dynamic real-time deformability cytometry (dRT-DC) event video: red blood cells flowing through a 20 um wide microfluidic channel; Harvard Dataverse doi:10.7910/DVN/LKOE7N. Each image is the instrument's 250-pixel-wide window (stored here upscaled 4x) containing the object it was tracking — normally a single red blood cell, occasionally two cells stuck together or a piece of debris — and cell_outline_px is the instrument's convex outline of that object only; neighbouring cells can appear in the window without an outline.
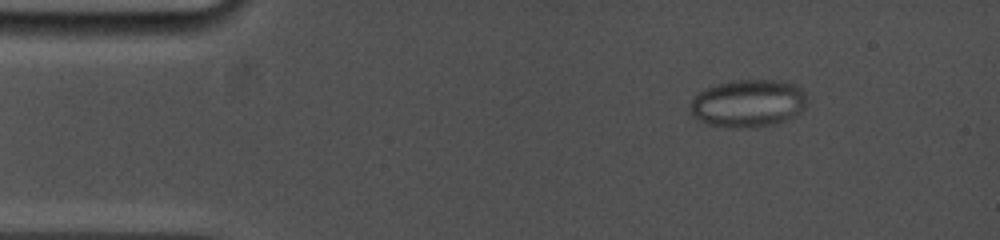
{"species": "common noctule bat (a hibernating species)", "species_latin": "Nyctalus noctula", "temperature_condition": "cold", "stored_images_in_passage": 12, "camera_frame_rate_fps": 5000, "um_per_image_px": 0.085, "animal": {"sex": "female", "body_mass_g": 19.0, "forearm_length_mm": 53.3}, "frame": {"image": 1, "passage_image": 4, "time_ms": 2.2, "image_size_px": [1000, 240], "cell_outline_px": [[804, 108], [796, 116], [776, 124], [748, 128], [736, 128], [708, 124], [692, 116], [688, 108], [692, 100], [700, 92], [716, 84], [732, 80], [784, 80], [796, 84], [804, 92]], "centroid_in_image_um": [63.59, 8.78], "position_along_channel_um": 21.4, "area_um2": 32.54}}
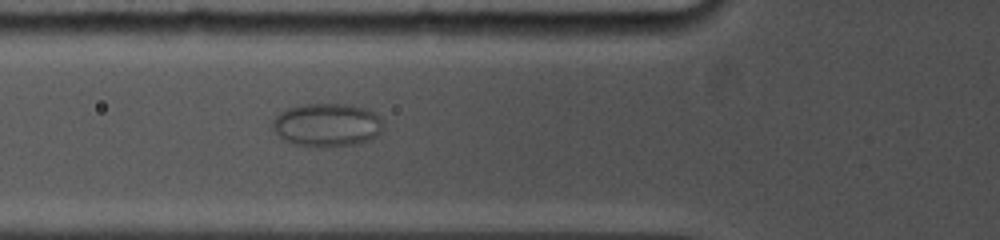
{"frame": {"image": 2, "passage_image": 10, "time_ms": 6.4, "image_size_px": [1000, 240], "cell_outline_px": [[384, 128], [376, 136], [368, 140], [356, 144], [320, 148], [296, 144], [280, 136], [272, 128], [272, 120], [280, 112], [288, 108], [304, 104], [348, 104], [368, 108], [380, 120]], "centroid_in_image_um": [27.8, 10.62], "position_along_channel_um": 98.0, "area_um2": 27.86}}
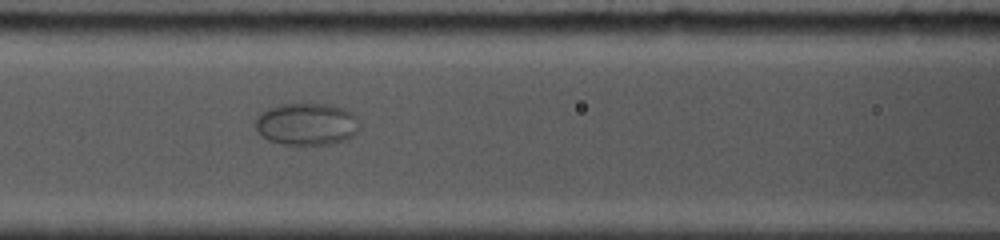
{"frame": {"image": 3, "passage_image": 12, "time_ms": 7.6, "image_size_px": [1000, 240], "cell_outline_px": [[360, 124], [356, 132], [352, 136], [344, 140], [332, 144], [292, 148], [268, 140], [256, 132], [256, 120], [260, 112], [268, 108], [284, 104], [332, 104], [348, 108], [356, 116]], "centroid_in_image_um": [26.07, 10.59], "position_along_channel_um": 140.5, "area_um2": 26.59}}